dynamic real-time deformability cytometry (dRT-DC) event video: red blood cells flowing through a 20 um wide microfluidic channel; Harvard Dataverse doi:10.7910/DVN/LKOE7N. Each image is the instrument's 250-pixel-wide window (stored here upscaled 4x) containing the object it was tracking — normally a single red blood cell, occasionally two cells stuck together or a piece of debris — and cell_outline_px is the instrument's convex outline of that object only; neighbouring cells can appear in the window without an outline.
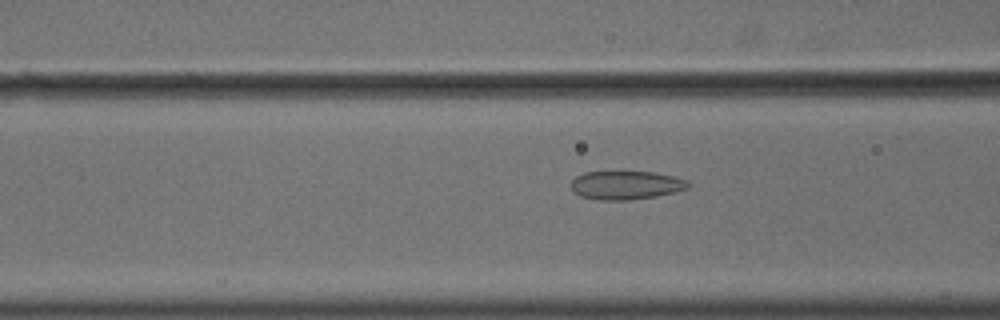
{"species": "common noctule bat (a hibernating species)", "species_latin": "Nyctalus noctula", "temperature_condition": "cold", "stored_images_in_passage": 56, "camera_frame_rate_fps": 3000, "um_per_image_px": 0.085, "animal": {"sex": "male", "body_mass_g": 18.8}, "frame": {"image": 1, "passage_image": 23, "time_ms": 7.333, "image_size_px": [1000, 320], "cell_outline_px": [[692, 184], [688, 188], [676, 192], [656, 196], [628, 200], [596, 200], [580, 196], [572, 192], [572, 180], [576, 176], [584, 172], [620, 168], [656, 172], [676, 176], [688, 180]], "centroid_in_image_um": [53.22, 15.68], "position_along_channel_um": 113.4, "area_um2": 20.81}}
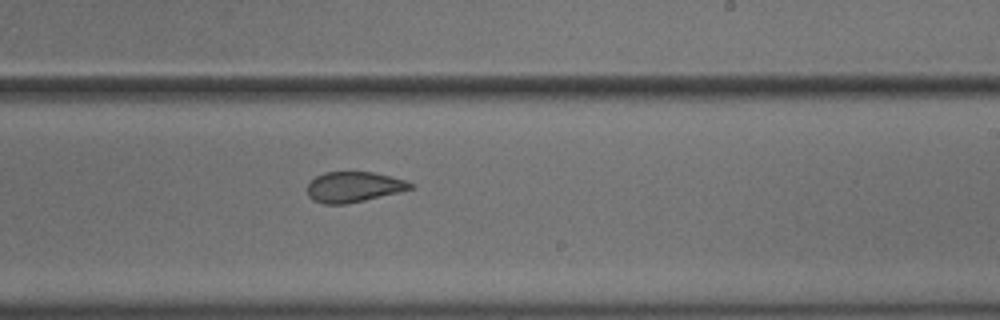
{"frame": {"image": 2, "passage_image": 35, "time_ms": 11.333, "image_size_px": [1000, 320], "cell_outline_px": [[416, 188], [400, 192], [364, 200], [344, 204], [324, 204], [312, 200], [308, 196], [308, 184], [316, 176], [324, 172], [372, 172], [404, 180], [412, 184]], "centroid_in_image_um": [30.05, 15.89], "position_along_channel_um": 258.9, "area_um2": 18.15}}
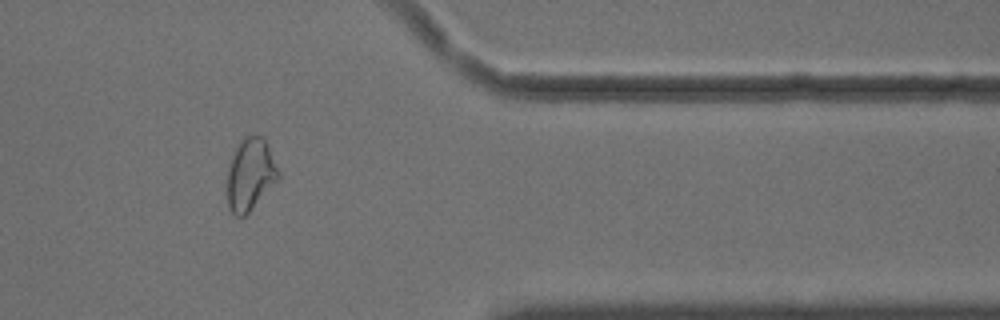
{"frame": {"image": 3, "passage_image": 47, "time_ms": 15.333, "image_size_px": [1000, 320], "cell_outline_px": [[280, 176], [248, 212], [244, 216], [236, 216], [228, 208], [228, 164], [240, 140], [244, 136], [264, 136], [280, 172]], "centroid_in_image_um": [21.27, 14.79], "position_along_channel_um": 390.1, "area_um2": 21.15}, "authors_computed_cell_mechanics": {"area_um2": 21.4149, "velocity_mm_per_s": 3.6272, "shape_relaxation_time_tau1_ms": null, "shape_relaxation_time_tau2_ms": 1.2874, "deformation_change_tau1": null, "deformation_change_tau2": 0.0629}}